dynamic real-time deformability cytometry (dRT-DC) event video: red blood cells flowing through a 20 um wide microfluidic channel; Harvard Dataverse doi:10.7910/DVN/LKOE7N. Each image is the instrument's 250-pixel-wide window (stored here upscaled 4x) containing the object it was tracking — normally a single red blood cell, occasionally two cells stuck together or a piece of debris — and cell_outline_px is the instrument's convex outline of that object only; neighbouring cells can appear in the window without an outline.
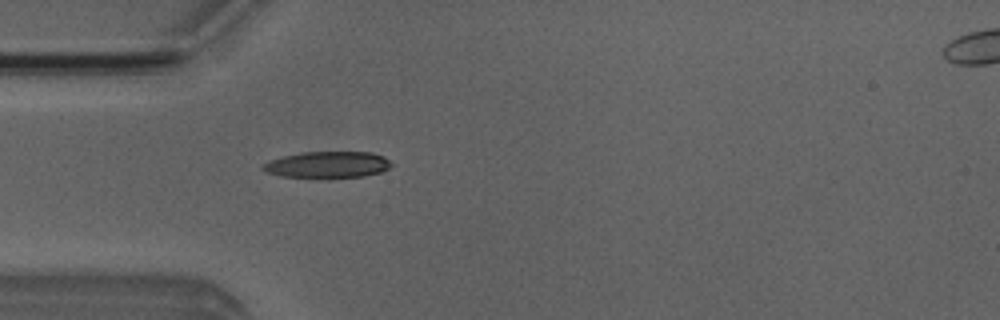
{"species": "Egyptian fruit bat (a non-hibernating species)", "species_latin": "Rousettus aegyptiacus", "temperature_condition": "room temperature", "stored_images_in_passage": 1, "camera_frame_rate_fps": 3000, "um_per_image_px": 0.085, "animal": {"sex": "male"}, "frame": {"image": 1, "passage_image": 1, "time_ms": 0.0, "image_size_px": [1000, 320], "cell_outline_px": [[392, 164], [388, 168], [380, 172], [364, 176], [280, 176], [264, 172], [260, 168], [268, 160], [284, 156], [304, 152], [372, 152], [384, 156]], "centroid_in_image_um": [27.82, 13.97], "position_along_channel_um": 57.2, "area_um2": 19.31}}